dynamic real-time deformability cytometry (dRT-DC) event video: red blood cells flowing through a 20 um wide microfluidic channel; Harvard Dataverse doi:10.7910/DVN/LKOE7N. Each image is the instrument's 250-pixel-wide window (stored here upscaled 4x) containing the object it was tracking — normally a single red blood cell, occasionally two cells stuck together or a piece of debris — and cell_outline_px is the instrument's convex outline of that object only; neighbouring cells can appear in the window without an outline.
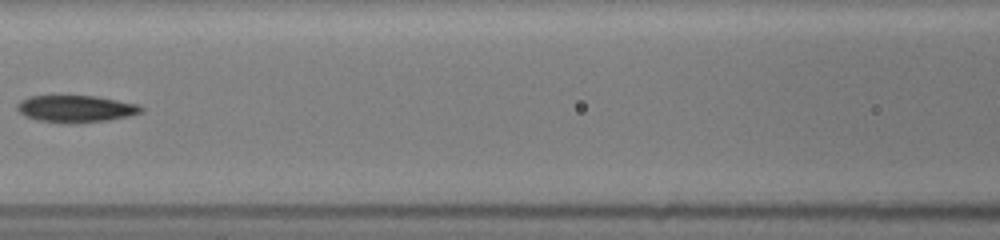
{"species": "common noctule bat (a hibernating species)", "species_latin": "Nyctalus noctula", "temperature_condition": "room temperature", "stored_images_in_passage": 51, "camera_frame_rate_fps": 3000, "um_per_image_px": 0.085, "animal": {"sex": "female", "body_mass_g": 19.5, "forearm_length_mm": 54.1}, "frame": {"image": 1, "passage_image": 34, "time_ms": 8.0, "image_size_px": [1000, 240], "cell_outline_px": [[144, 112], [128, 116], [108, 120], [64, 124], [36, 120], [24, 116], [16, 108], [16, 104], [20, 100], [28, 96], [96, 96], [140, 104], [144, 108]], "centroid_in_image_um": [6.44, 9.25], "position_along_channel_um": 160.2, "area_um2": 19.77}, "authors_computed_cell_mechanics": {"area_um2": 18.8428, "velocity_mm_per_s": 4.0692, "shape_relaxation_time_tau1_ms": null, "shape_relaxation_time_tau2_ms": 8.1891, "deformation_change_tau1": null, "deformation_change_tau2": 0.1635}}